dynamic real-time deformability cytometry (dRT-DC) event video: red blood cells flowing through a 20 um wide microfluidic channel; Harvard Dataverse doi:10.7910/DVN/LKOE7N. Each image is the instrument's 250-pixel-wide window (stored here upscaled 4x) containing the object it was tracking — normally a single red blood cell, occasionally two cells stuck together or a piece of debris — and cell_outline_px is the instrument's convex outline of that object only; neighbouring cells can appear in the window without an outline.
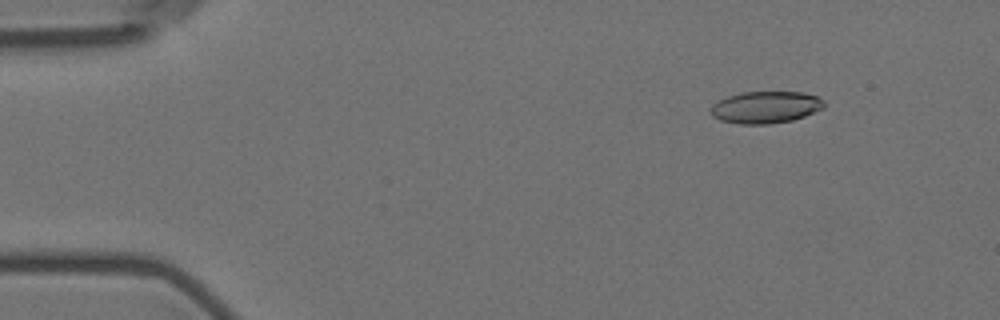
{"species": "Egyptian fruit bat (a non-hibernating species)", "species_latin": "Rousettus aegyptiacus", "temperature_condition": "room temperature", "stored_images_in_passage": 3, "camera_frame_rate_fps": 3000, "um_per_image_px": 0.085, "animal": {"sex": "female"}, "frame": {"image": 1, "passage_image": 1, "time_ms": 0.0, "image_size_px": [1000, 320], "cell_outline_px": [[824, 108], [804, 116], [792, 120], [768, 124], [740, 124], [720, 120], [712, 116], [708, 108], [712, 104], [728, 96], [740, 92], [804, 92], [816, 96], [824, 100]], "centroid_in_image_um": [65.05, 9.11], "position_along_channel_um": 19.9, "area_um2": 21.21}}
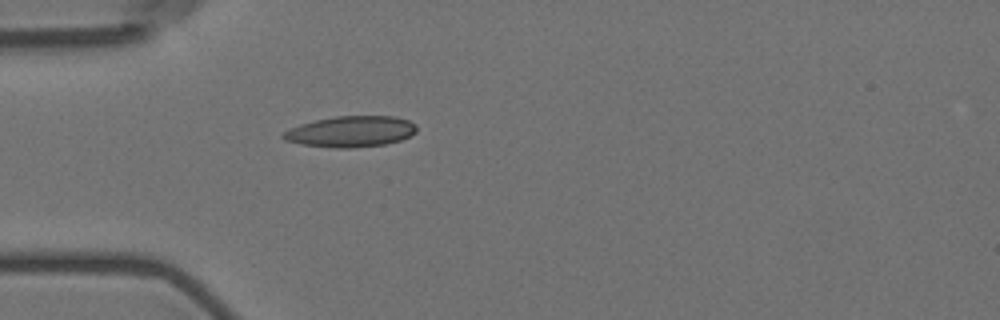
{"frame": {"image": 2, "passage_image": 3, "time_ms": 3.333, "image_size_px": [1000, 320], "cell_outline_px": [[416, 132], [400, 140], [384, 144], [352, 148], [332, 148], [304, 144], [284, 140], [280, 136], [288, 128], [300, 124], [316, 120], [336, 116], [396, 116], [408, 120], [416, 124]], "centroid_in_image_um": [29.81, 11.18], "position_along_channel_um": 55.2, "area_um2": 24.04}}